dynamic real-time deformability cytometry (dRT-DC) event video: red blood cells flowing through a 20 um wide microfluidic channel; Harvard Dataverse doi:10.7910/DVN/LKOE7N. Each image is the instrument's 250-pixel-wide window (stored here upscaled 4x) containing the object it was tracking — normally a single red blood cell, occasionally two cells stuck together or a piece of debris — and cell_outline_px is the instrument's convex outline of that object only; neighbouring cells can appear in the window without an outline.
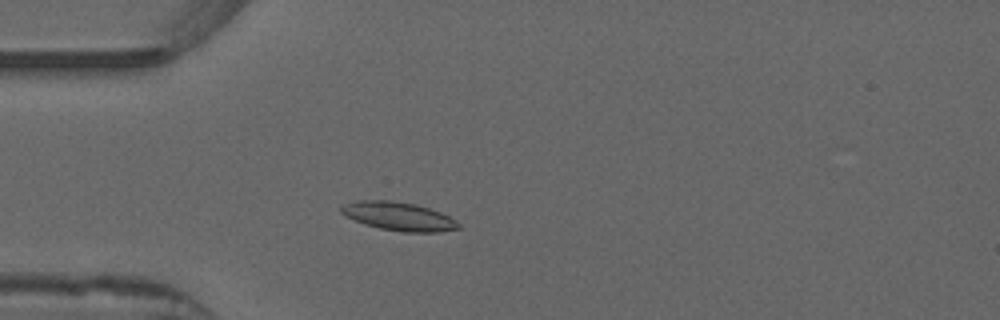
{"species": "common noctule bat (a hibernating species)", "species_latin": "Nyctalus noctula", "temperature_condition": "warm", "stored_images_in_passage": 50, "camera_frame_rate_fps": 3000, "um_per_image_px": 0.085, "animal": {"sex": "male", "forearm_length_mm": 52.5}, "frame": {"image": 1, "passage_image": 12, "time_ms": 3.667, "image_size_px": [1000, 320], "cell_outline_px": [[460, 228], [436, 232], [404, 232], [380, 228], [364, 224], [344, 216], [340, 212], [340, 208], [344, 204], [360, 200], [392, 200], [416, 204], [440, 212], [456, 220], [460, 224]], "centroid_in_image_um": [33.86, 18.38], "position_along_channel_um": 51.1, "area_um2": 19.48}}
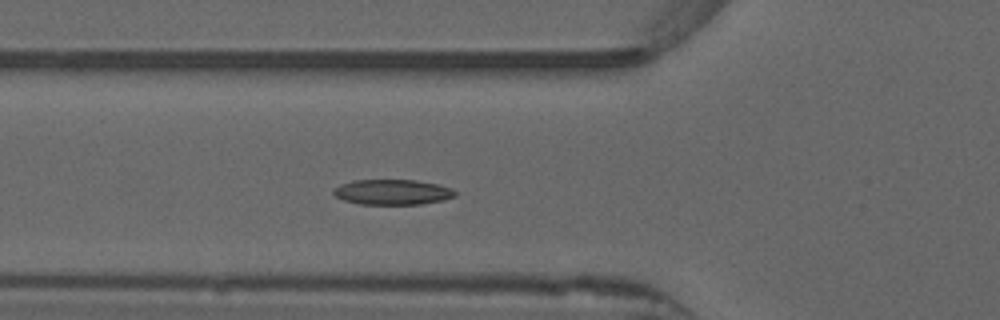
{"frame": {"image": 2, "passage_image": 16, "time_ms": 5.0, "image_size_px": [1000, 320], "cell_outline_px": [[456, 196], [444, 200], [420, 204], [360, 204], [344, 200], [336, 196], [332, 192], [340, 184], [352, 180], [416, 180], [440, 184], [452, 188], [456, 192]], "centroid_in_image_um": [33.4, 16.32], "position_along_channel_um": 92.4, "area_um2": 17.98}}
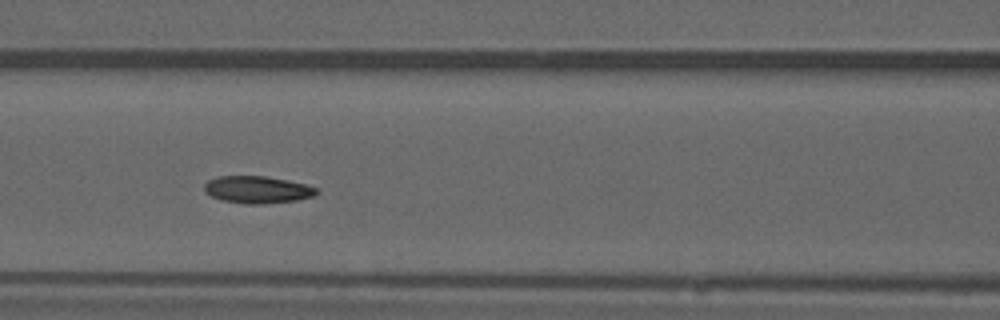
{"frame": {"image": 3, "passage_image": 20, "time_ms": 6.333, "image_size_px": [1000, 320], "cell_outline_px": [[320, 192], [316, 196], [296, 200], [264, 204], [244, 204], [220, 200], [204, 192], [204, 184], [208, 180], [216, 176], [268, 176], [308, 184], [316, 188]], "centroid_in_image_um": [21.89, 16.12], "position_along_channel_um": 144.7, "area_um2": 18.15}, "authors_computed_cell_mechanics": {"area_um2": 17.8602, "velocity_mm_per_s": 3.8978, "shape_relaxation_time_tau1_ms": 4.722, "shape_relaxation_time_tau2_ms": 2.7437, "deformation_change_tau1": 0.1357, "deformation_change_tau2": 0.0685}}